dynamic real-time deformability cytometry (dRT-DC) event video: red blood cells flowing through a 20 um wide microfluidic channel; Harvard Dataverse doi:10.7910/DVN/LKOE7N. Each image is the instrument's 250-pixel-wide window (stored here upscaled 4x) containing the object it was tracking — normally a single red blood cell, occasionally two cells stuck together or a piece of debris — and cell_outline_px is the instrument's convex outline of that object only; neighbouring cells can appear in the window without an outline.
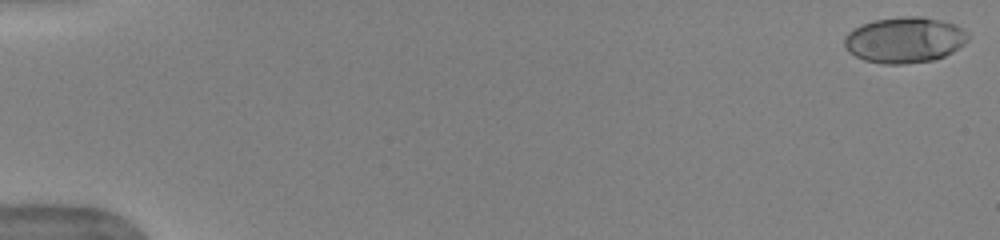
{"species": "human", "species_latin": "Homo sapiens", "temperature_condition": "warm", "stored_images_in_passage": 27, "camera_frame_rate_fps": 3000, "um_per_image_px": 0.085, "donor": {"sex": "female"}, "frame": {"image": 1, "passage_image": 1, "time_ms": 0.0, "image_size_px": [1000, 240], "cell_outline_px": [[968, 40], [964, 44], [952, 52], [944, 56], [932, 60], [904, 64], [884, 64], [864, 60], [848, 52], [844, 44], [844, 36], [852, 28], [860, 24], [872, 20], [900, 16], [924, 16], [956, 24], [964, 28], [968, 32]], "centroid_in_image_um": [76.88, 3.37], "position_along_channel_um": 8.1, "area_um2": 33.47}}
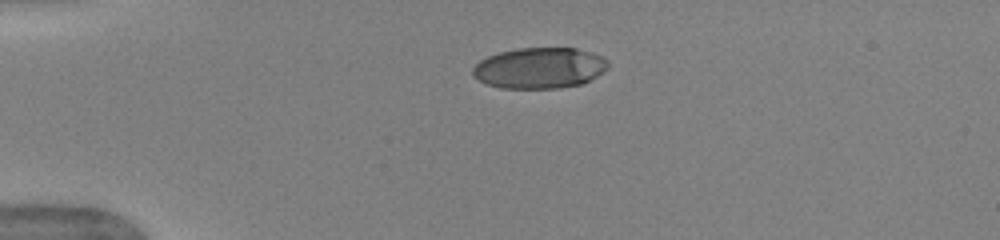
{"frame": {"image": 2, "passage_image": 6, "time_ms": 1.667, "image_size_px": [1000, 240], "cell_outline_px": [[608, 68], [584, 84], [560, 88], [500, 88], [488, 84], [472, 76], [472, 68], [480, 60], [488, 56], [500, 52], [516, 48], [576, 48], [600, 56], [608, 60]], "centroid_in_image_um": [45.85, 5.78], "position_along_channel_um": 39.1, "area_um2": 32.25}}
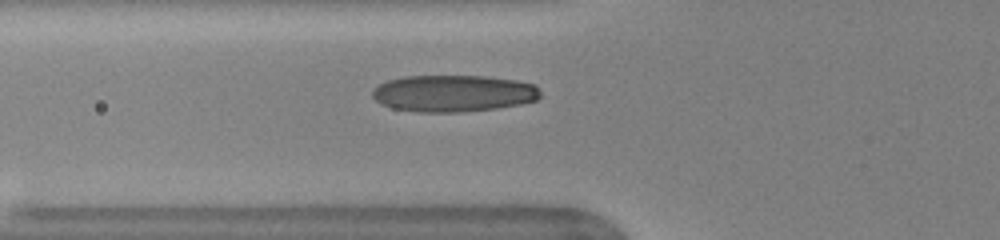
{"frame": {"image": 3, "passage_image": 9, "time_ms": 2.667, "image_size_px": [1000, 240], "cell_outline_px": [[540, 96], [536, 100], [520, 104], [496, 108], [460, 112], [420, 112], [392, 108], [380, 104], [372, 96], [372, 88], [388, 80], [404, 76], [484, 76], [516, 80], [536, 84], [540, 92]], "centroid_in_image_um": [38.53, 7.93], "position_along_channel_um": 87.3, "area_um2": 36.13}}